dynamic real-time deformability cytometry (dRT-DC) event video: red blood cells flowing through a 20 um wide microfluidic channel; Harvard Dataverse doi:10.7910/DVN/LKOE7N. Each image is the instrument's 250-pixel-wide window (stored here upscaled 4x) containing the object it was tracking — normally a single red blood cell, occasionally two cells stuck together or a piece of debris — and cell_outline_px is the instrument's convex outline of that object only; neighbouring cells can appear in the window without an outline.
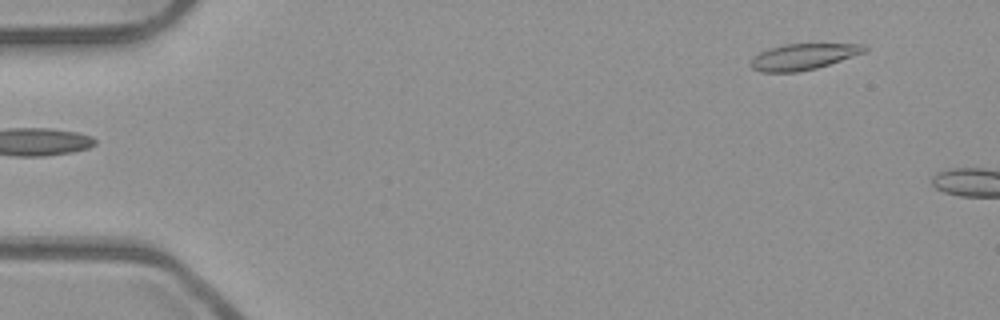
{"species": "common noctule bat (a hibernating species)", "species_latin": "Nyctalus noctula", "temperature_condition": "room temperature", "stored_images_in_passage": 4, "camera_frame_rate_fps": 3000, "um_per_image_px": 0.085, "animal": {"sex": "male", "body_mass_g": 23.1, "forearm_length_mm": 52.7}, "frame": {"image": 1, "passage_image": 1, "time_ms": 0.0, "image_size_px": [1000, 320], "cell_outline_px": [[868, 48], [864, 52], [816, 68], [800, 72], [760, 72], [752, 68], [748, 64], [760, 52], [768, 48], [784, 44], [864, 44]], "centroid_in_image_um": [68.23, 4.82], "position_along_channel_um": 16.8, "area_um2": 17.11}}